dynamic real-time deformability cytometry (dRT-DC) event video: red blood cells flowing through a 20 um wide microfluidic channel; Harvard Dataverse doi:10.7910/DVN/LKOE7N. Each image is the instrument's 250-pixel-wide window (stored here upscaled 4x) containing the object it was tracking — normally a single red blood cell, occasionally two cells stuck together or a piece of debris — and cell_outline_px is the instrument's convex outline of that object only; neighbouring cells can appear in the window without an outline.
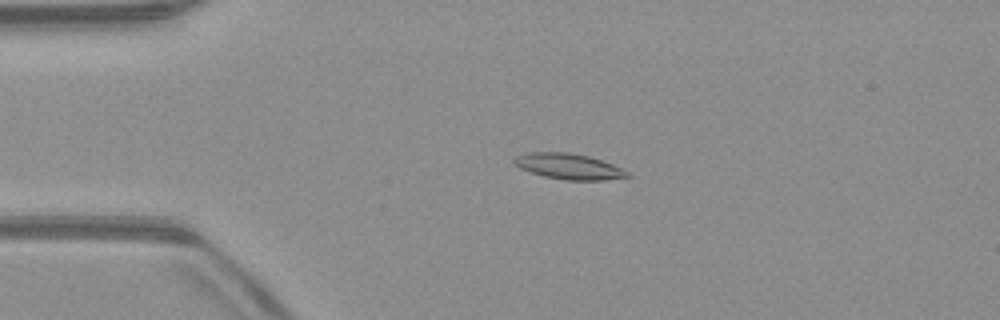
{"species": "common noctule bat (a hibernating species)", "species_latin": "Nyctalus noctula", "temperature_condition": "warm", "stored_images_in_passage": 52, "camera_frame_rate_fps": 3000, "um_per_image_px": 0.085, "animal": {"sex": "male", "body_mass_g": 23.1, "forearm_length_mm": 52.7}, "frame": {"image": 1, "passage_image": 12, "time_ms": 3.667, "image_size_px": [1000, 320], "cell_outline_px": [[632, 176], [604, 180], [568, 180], [544, 176], [520, 168], [512, 160], [516, 156], [528, 152], [568, 152], [588, 156], [612, 164], [628, 172]], "centroid_in_image_um": [48.34, 14.14], "position_along_channel_um": 36.7, "area_um2": 16.7}}
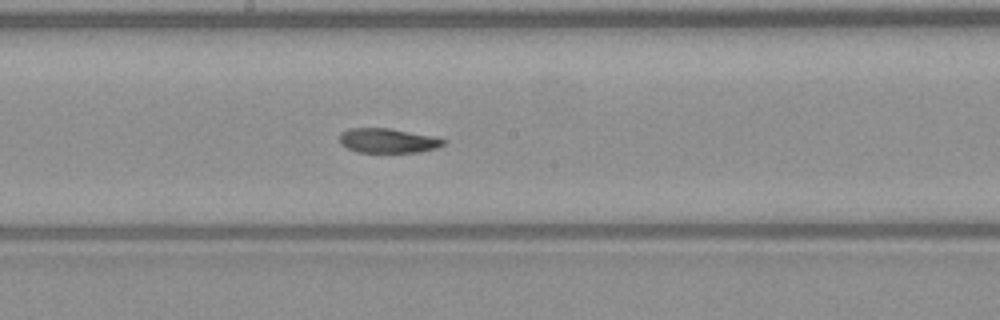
{"frame": {"image": 2, "passage_image": 28, "time_ms": 9.0, "image_size_px": [1000, 320], "cell_outline_px": [[444, 144], [436, 148], [420, 152], [356, 152], [340, 144], [340, 132], [348, 128], [388, 128], [432, 136], [444, 140]], "centroid_in_image_um": [32.91, 11.95], "position_along_channel_um": 215.3, "area_um2": 14.74}}
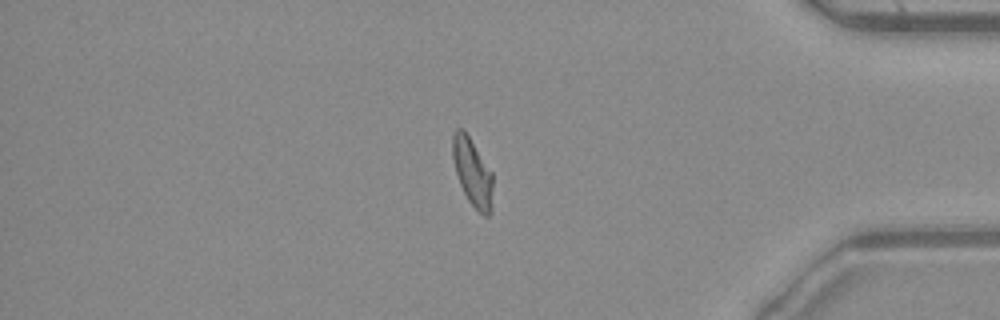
{"frame": {"image": 3, "passage_image": 44, "time_ms": 14.333, "image_size_px": [1000, 320], "cell_outline_px": [[492, 212], [488, 216], [484, 216], [468, 200], [460, 184], [456, 172], [452, 156], [452, 132], [456, 128], [464, 128], [492, 172]], "centroid_in_image_um": [40.15, 14.6], "position_along_channel_um": 395.0, "area_um2": 15.95}, "authors_computed_cell_mechanics": {"area_um2": 15.9817, "velocity_mm_per_s": 3.9901, "shape_relaxation_time_tau1_ms": null, "shape_relaxation_time_tau2_ms": 7.6491, "deformation_change_tau1": null, "deformation_change_tau2": 0.1521}}